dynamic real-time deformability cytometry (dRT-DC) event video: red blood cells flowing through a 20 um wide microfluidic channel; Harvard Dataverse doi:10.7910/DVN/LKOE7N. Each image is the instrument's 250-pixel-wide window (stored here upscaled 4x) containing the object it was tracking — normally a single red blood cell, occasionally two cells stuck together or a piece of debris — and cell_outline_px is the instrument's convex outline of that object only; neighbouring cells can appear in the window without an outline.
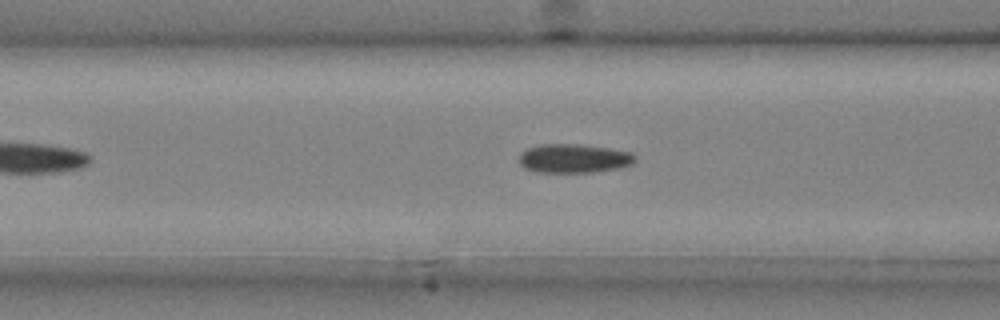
{"species": "common noctule bat (a hibernating species)", "species_latin": "Nyctalus noctula", "temperature_condition": "cold", "stored_images_in_passage": 40, "camera_frame_rate_fps": 3000, "um_per_image_px": 0.085, "animal": {"sex": "male", "body_mass_g": 20.4}, "frame": {"image": 1, "passage_image": 12, "time_ms": 3.667, "image_size_px": [1000, 320], "cell_outline_px": [[636, 160], [632, 164], [616, 168], [592, 172], [540, 172], [524, 168], [520, 164], [520, 152], [528, 148], [540, 144], [580, 144], [608, 148], [632, 152], [636, 156]], "centroid_in_image_um": [48.78, 13.45], "position_along_channel_um": 117.8, "area_um2": 19.48}}
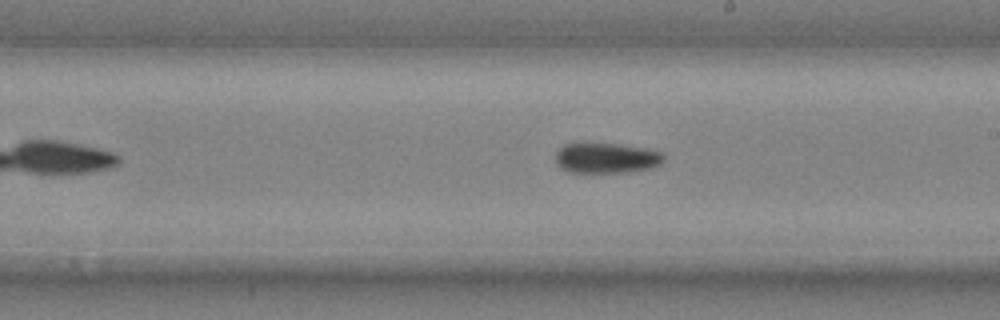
{"frame": {"image": 2, "passage_image": 21, "time_ms": 6.667, "image_size_px": [1000, 320], "cell_outline_px": [[664, 160], [660, 164], [652, 168], [628, 172], [568, 172], [560, 168], [556, 164], [556, 152], [564, 144], [620, 144], [644, 148], [660, 152], [664, 156]], "centroid_in_image_um": [51.54, 13.44], "position_along_channel_um": 237.5, "area_um2": 19.02}}
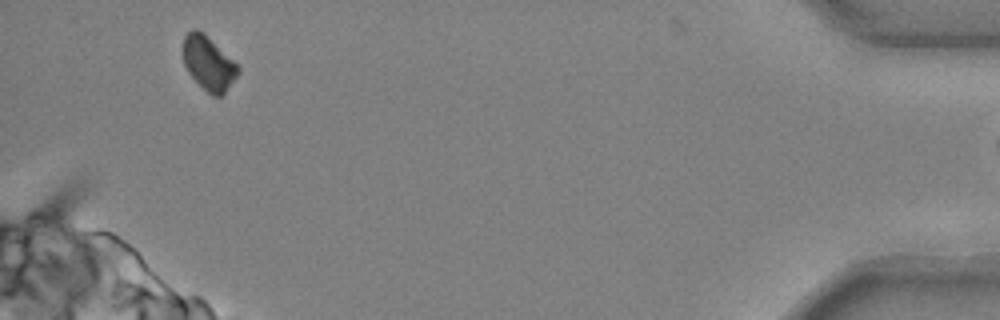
{"frame": {"image": 3, "passage_image": 39, "time_ms": 12.667, "image_size_px": [1000, 320], "cell_outline_px": [[240, 72], [224, 92], [220, 96], [212, 96], [188, 72], [184, 64], [180, 48], [184, 36], [192, 28], [196, 28], [204, 32], [240, 68]], "centroid_in_image_um": [17.67, 5.32], "position_along_channel_um": 417.5, "area_um2": 17.28}}